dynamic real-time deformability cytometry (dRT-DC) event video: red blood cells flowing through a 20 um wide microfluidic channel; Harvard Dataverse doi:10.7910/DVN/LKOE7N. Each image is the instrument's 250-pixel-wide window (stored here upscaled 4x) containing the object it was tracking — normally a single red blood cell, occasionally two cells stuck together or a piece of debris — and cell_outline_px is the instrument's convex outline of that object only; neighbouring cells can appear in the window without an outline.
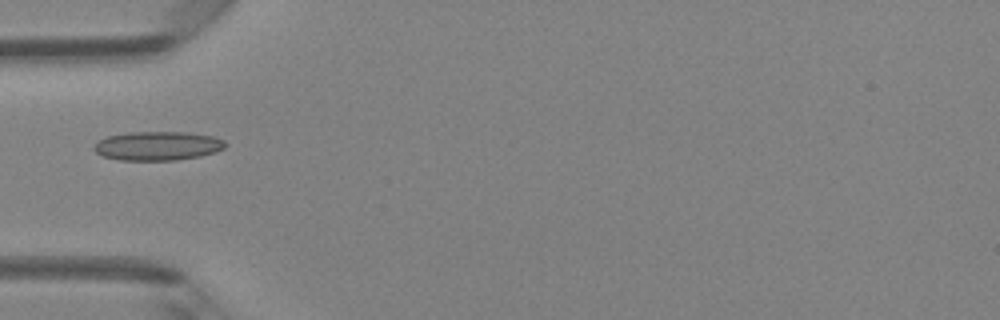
{"species": "Egyptian fruit bat (a non-hibernating species)", "species_latin": "Rousettus aegyptiacus", "temperature_condition": "room temperature", "stored_images_in_passage": 6, "camera_frame_rate_fps": 3000, "um_per_image_px": 0.085, "animal": {"sex": "female"}, "frame": {"image": 1, "passage_image": 5, "time_ms": 1.333, "image_size_px": [1000, 320], "cell_outline_px": [[228, 144], [224, 148], [200, 156], [176, 160], [120, 160], [104, 156], [96, 152], [92, 148], [100, 140], [108, 136], [132, 132], [188, 132], [212, 136], [224, 140]], "centroid_in_image_um": [13.42, 12.4], "position_along_channel_um": 71.6, "area_um2": 21.96}}
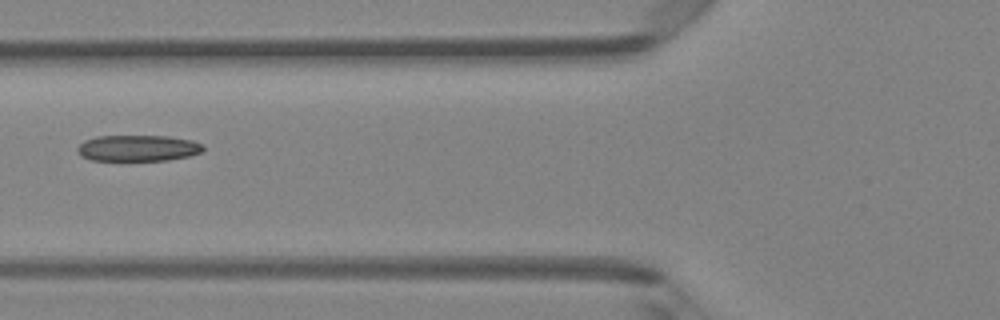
{"frame": {"image": 2, "passage_image": 6, "time_ms": 1.667, "image_size_px": [1000, 320], "cell_outline_px": [[204, 148], [200, 152], [188, 156], [168, 160], [92, 160], [80, 156], [76, 152], [76, 148], [84, 140], [96, 136], [168, 136], [192, 140], [204, 144]], "centroid_in_image_um": [11.69, 12.58], "position_along_channel_um": 114.1, "area_um2": 19.25}}